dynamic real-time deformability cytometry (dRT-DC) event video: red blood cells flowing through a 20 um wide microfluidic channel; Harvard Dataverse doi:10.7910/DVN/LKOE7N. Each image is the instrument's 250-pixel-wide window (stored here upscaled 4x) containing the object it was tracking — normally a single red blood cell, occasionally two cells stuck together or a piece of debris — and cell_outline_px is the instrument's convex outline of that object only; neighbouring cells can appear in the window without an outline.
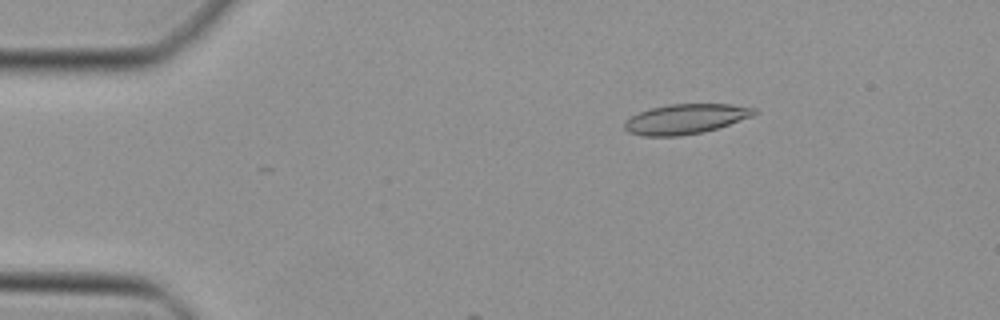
{"species": "Egyptian fruit bat (a non-hibernating species)", "species_latin": "Rousettus aegyptiacus", "temperature_condition": "cold", "stored_images_in_passage": 9, "camera_frame_rate_fps": 3000, "um_per_image_px": 0.085, "animal": {"sex": "female"}, "frame": {"image": 1, "passage_image": 8, "time_ms": 2.333, "image_size_px": [1000, 320], "cell_outline_px": [[760, 112], [752, 116], [704, 132], [680, 136], [644, 136], [628, 132], [624, 128], [624, 120], [640, 112], [652, 108], [668, 104], [732, 104], [756, 108]], "centroid_in_image_um": [58.28, 10.11], "position_along_channel_um": 26.7, "area_um2": 22.6}}